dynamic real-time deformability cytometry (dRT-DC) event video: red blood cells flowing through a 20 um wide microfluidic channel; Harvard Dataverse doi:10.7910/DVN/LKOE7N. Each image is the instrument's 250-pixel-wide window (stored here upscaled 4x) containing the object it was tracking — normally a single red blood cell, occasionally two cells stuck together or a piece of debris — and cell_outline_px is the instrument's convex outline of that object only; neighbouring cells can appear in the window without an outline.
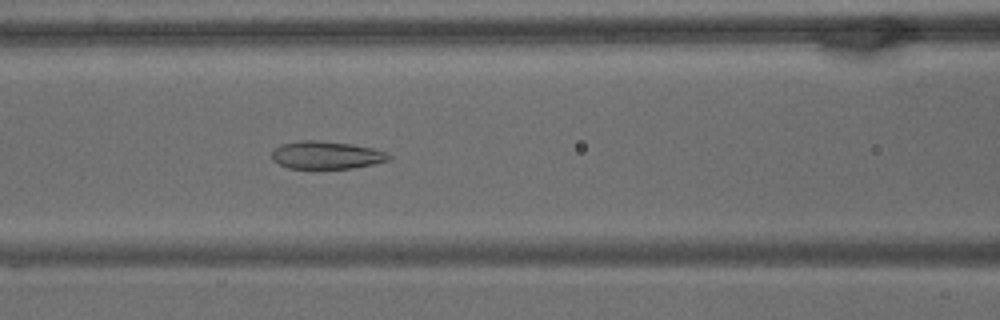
{"species": "common noctule bat (a hibernating species)", "species_latin": "Nyctalus noctula", "temperature_condition": "warm", "stored_images_in_passage": 65, "camera_frame_rate_fps": 3000, "um_per_image_px": 0.085, "animal": {"sex": "male", "body_mass_g": 15.6}, "frame": {"image": 1, "passage_image": 27, "time_ms": 8.667, "image_size_px": [1000, 320], "cell_outline_px": [[392, 156], [388, 160], [372, 164], [352, 168], [288, 168], [272, 160], [272, 152], [280, 144], [300, 140], [320, 140], [352, 144], [372, 148], [384, 152]], "centroid_in_image_um": [27.71, 13.17], "position_along_channel_um": 138.9, "area_um2": 18.79}}
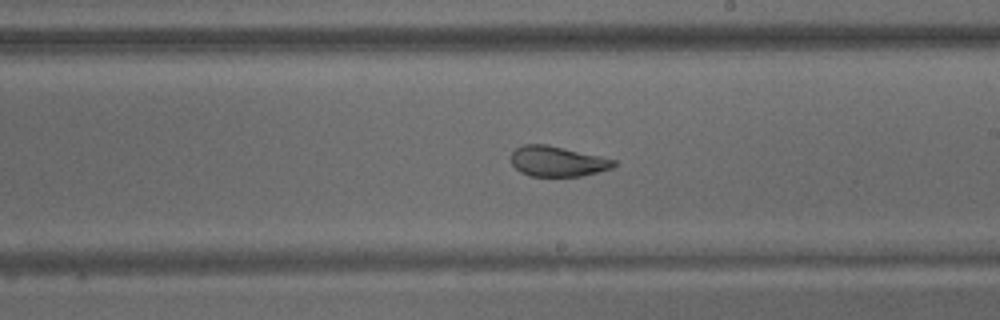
{"frame": {"image": 2, "passage_image": 37, "time_ms": 12.0, "image_size_px": [1000, 320], "cell_outline_px": [[616, 164], [612, 168], [580, 176], [532, 176], [520, 172], [512, 164], [512, 152], [516, 148], [524, 144], [548, 144], [600, 156], [616, 160]], "centroid_in_image_um": [47.38, 13.7], "position_along_channel_um": 241.6, "area_um2": 18.03}}
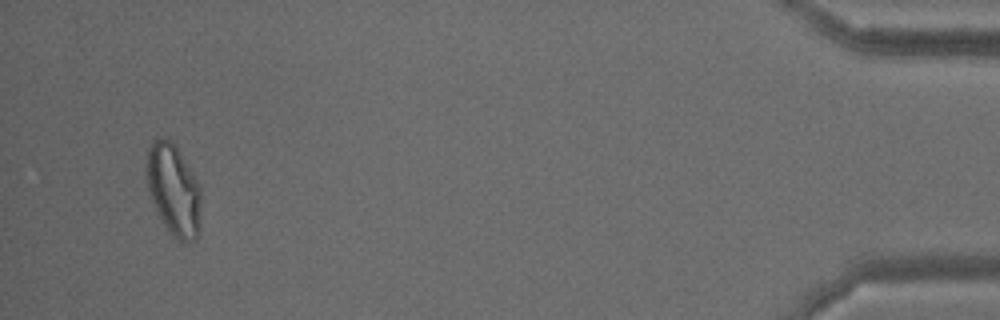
{"frame": {"image": 3, "passage_image": 62, "time_ms": 20.333, "image_size_px": [1000, 320], "cell_outline_px": [[200, 232], [196, 240], [180, 240], [172, 236], [168, 232], [160, 220], [156, 212], [148, 192], [144, 164], [148, 148], [152, 140], [160, 136], [168, 136], [176, 144], [192, 172], [200, 188]], "centroid_in_image_um": [14.71, 16.08], "position_along_channel_um": 420.5, "area_um2": 29.94}, "authors_computed_cell_mechanics": {"area_um2": 24.276, "velocity_mm_per_s": 3.0849, "shape_relaxation_time_tau1_ms": null, "shape_relaxation_time_tau2_ms": 1.5652, "deformation_change_tau1": null, "deformation_change_tau2": 0.0746}}